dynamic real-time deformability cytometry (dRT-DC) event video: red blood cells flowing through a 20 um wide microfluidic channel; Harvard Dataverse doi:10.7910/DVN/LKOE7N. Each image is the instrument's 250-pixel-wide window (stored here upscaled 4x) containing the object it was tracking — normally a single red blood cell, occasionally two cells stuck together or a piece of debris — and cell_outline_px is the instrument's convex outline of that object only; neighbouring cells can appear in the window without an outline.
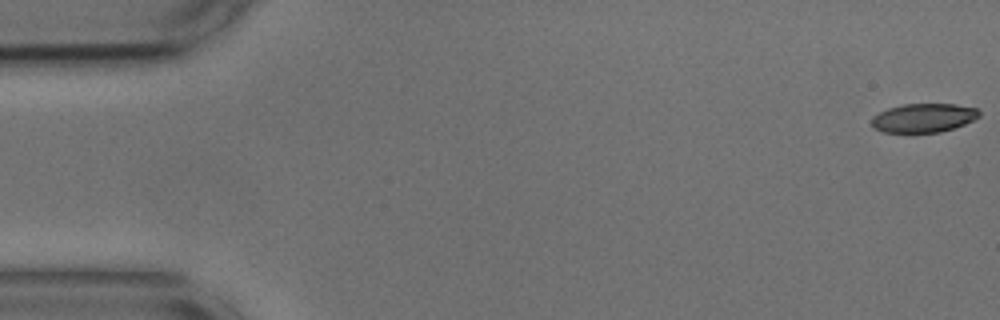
{"species": "common noctule bat (a hibernating species)", "species_latin": "Nyctalus noctula", "temperature_condition": "cold", "stored_images_in_passage": 55, "camera_frame_rate_fps": 3000, "um_per_image_px": 0.085, "animal": {"sex": "male", "body_mass_g": 17.9, "forearm_length_mm": 54.2}, "frame": {"image": 1, "passage_image": 1, "time_ms": 0.0, "image_size_px": [1000, 320], "cell_outline_px": [[980, 116], [964, 124], [940, 132], [884, 132], [872, 128], [872, 116], [888, 108], [900, 104], [956, 104], [976, 108], [980, 112]], "centroid_in_image_um": [78.48, 10.01], "position_along_channel_um": 6.5, "area_um2": 18.03}}
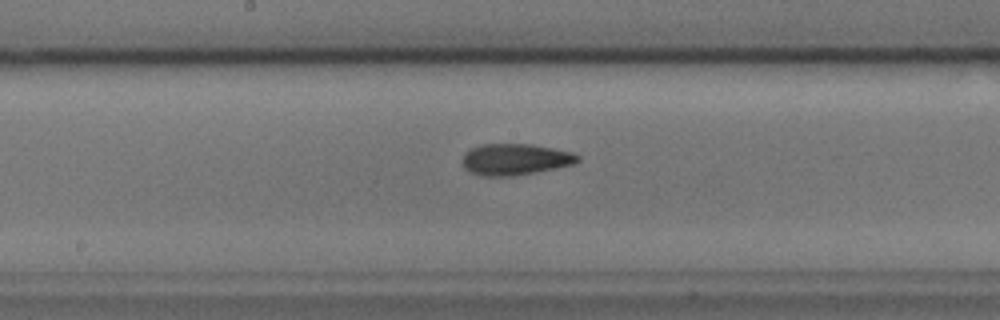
{"frame": {"image": 2, "passage_image": 28, "time_ms": 9.0, "image_size_px": [1000, 320], "cell_outline_px": [[580, 160], [572, 164], [536, 172], [512, 176], [484, 176], [472, 172], [464, 168], [464, 152], [480, 144], [532, 144], [572, 152], [580, 156]], "centroid_in_image_um": [43.79, 13.54], "position_along_channel_um": 204.4, "area_um2": 20.87}}
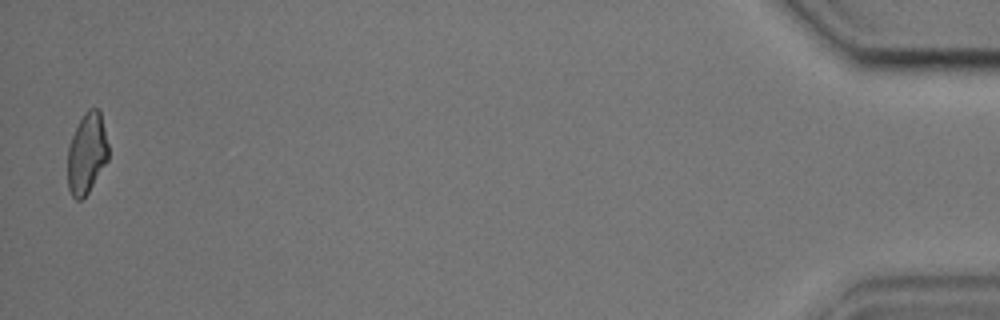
{"frame": {"image": 3, "passage_image": 54, "time_ms": 17.667, "image_size_px": [1000, 320], "cell_outline_px": [[108, 160], [88, 192], [80, 200], [76, 200], [72, 196], [68, 188], [68, 148], [72, 136], [84, 112], [88, 108], [100, 108], [108, 144]], "centroid_in_image_um": [7.39, 13.01], "position_along_channel_um": 427.8, "area_um2": 19.13}, "authors_computed_cell_mechanics": {"area_um2": 20.1144, "velocity_mm_per_s": 3.658, "shape_relaxation_time_tau1_ms": 7.0364, "shape_relaxation_time_tau2_ms": 2.394, "deformation_change_tau1": 0.1723, "deformation_change_tau2": 0.0879}}